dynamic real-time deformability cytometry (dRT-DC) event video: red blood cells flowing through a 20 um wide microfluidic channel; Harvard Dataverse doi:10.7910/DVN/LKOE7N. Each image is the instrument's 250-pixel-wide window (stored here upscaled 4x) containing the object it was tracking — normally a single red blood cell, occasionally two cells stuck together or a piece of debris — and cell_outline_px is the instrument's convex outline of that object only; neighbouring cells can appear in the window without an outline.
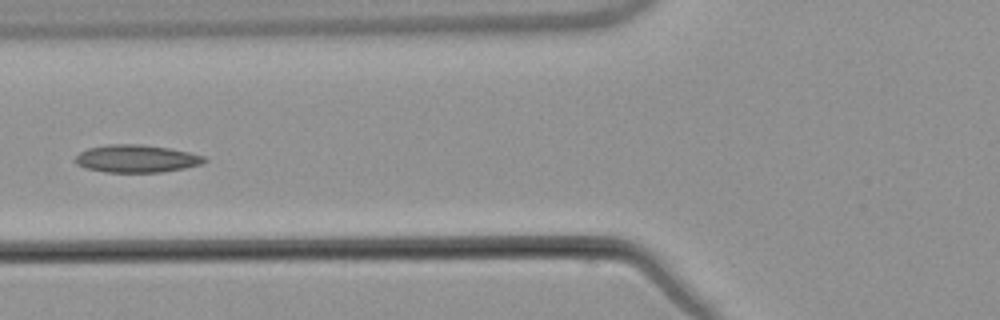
{"species": "common noctule bat (a hibernating species)", "species_latin": "Nyctalus noctula", "temperature_condition": "warm", "stored_images_in_passage": 7, "camera_frame_rate_fps": 3000, "um_per_image_px": 0.085, "animal": {"sex": "male", "body_mass_g": 21.5, "forearm_length_mm": 52.0}, "frame": {"image": 1, "passage_image": 6, "time_ms": 6.0, "image_size_px": [1000, 320], "cell_outline_px": [[208, 160], [200, 164], [184, 168], [160, 172], [104, 172], [84, 168], [76, 164], [76, 156], [80, 152], [88, 148], [108, 144], [140, 144], [168, 148], [188, 152], [204, 156]], "centroid_in_image_um": [11.57, 13.48], "position_along_channel_um": 114.2, "area_um2": 20.69}}
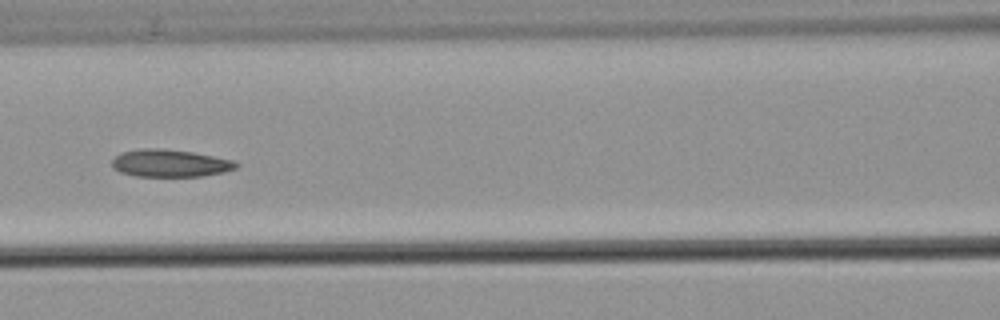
{"frame": {"image": 2, "passage_image": 7, "time_ms": 7.0, "image_size_px": [1000, 320], "cell_outline_px": [[240, 164], [236, 168], [224, 172], [204, 176], [136, 176], [120, 172], [112, 168], [112, 160], [120, 152], [140, 148], [156, 148], [192, 152], [236, 160]], "centroid_in_image_um": [14.46, 13.87], "position_along_channel_um": 152.1, "area_um2": 20.0}}